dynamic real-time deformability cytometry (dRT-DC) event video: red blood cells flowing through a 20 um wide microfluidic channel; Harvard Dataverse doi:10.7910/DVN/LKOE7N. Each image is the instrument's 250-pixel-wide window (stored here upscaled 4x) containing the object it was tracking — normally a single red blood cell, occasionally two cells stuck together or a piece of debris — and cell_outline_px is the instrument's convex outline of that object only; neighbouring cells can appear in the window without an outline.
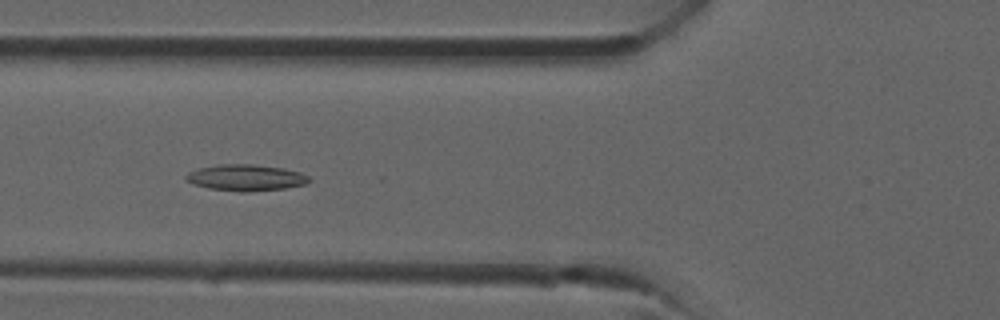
{"species": "common noctule bat (a hibernating species)", "species_latin": "Nyctalus noctula", "temperature_condition": "room temperature", "stored_images_in_passage": 8, "camera_frame_rate_fps": 3000, "um_per_image_px": 0.085, "animal": {"sex": "male", "forearm_length_mm": 52.5}, "frame": {"image": 1, "passage_image": 4, "time_ms": 1.0, "image_size_px": [1000, 320], "cell_outline_px": [[312, 180], [304, 184], [284, 188], [248, 192], [240, 192], [208, 188], [192, 184], [184, 180], [184, 176], [188, 172], [200, 168], [220, 164], [252, 164], [284, 168], [300, 172], [308, 176]], "centroid_in_image_um": [20.86, 15.1], "position_along_channel_um": 104.9, "area_um2": 18.96}}
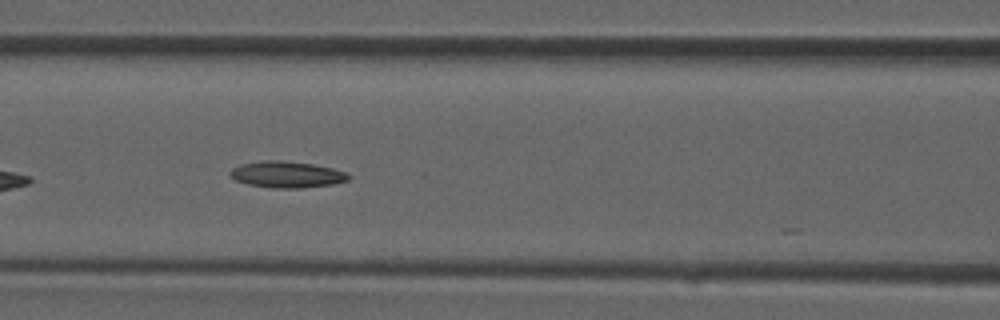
{"frame": {"image": 2, "passage_image": 6, "time_ms": 1.667, "image_size_px": [1000, 320], "cell_outline_px": [[348, 180], [332, 184], [300, 188], [272, 188], [248, 184], [236, 180], [228, 172], [232, 168], [240, 164], [264, 160], [280, 160], [312, 164], [332, 168], [344, 172], [348, 176]], "centroid_in_image_um": [24.33, 14.83], "position_along_channel_um": 142.3, "area_um2": 17.98}}